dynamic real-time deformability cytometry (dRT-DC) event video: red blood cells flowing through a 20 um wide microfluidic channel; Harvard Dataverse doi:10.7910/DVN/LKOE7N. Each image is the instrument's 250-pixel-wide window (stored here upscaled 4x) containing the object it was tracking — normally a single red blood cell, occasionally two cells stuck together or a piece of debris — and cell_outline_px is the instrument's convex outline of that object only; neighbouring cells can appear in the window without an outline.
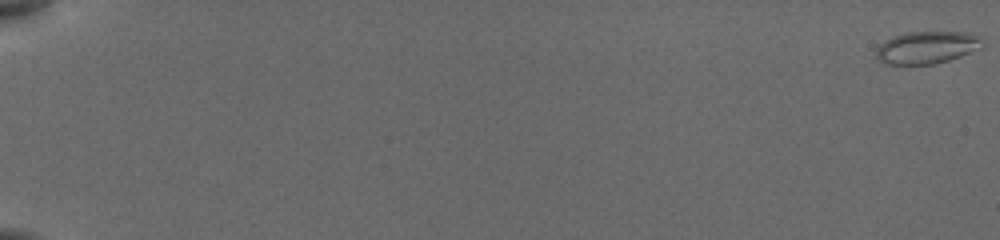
{"species": "common noctule bat (a hibernating species)", "species_latin": "Nyctalus noctula", "temperature_condition": "cold", "stored_images_in_passage": 24, "camera_frame_rate_fps": 3000, "um_per_image_px": 0.085, "animal": {"sex": "female", "body_mass_g": 19.5, "forearm_length_mm": 54.1}, "frame": {"image": 1, "passage_image": 1, "time_ms": 0.0, "image_size_px": [1000, 240], "cell_outline_px": [[984, 48], [948, 60], [932, 64], [884, 64], [876, 60], [876, 48], [884, 40], [892, 36], [908, 32], [968, 32], [980, 36], [984, 44]], "centroid_in_image_um": [78.79, 4.03], "position_along_channel_um": 6.2, "area_um2": 20.35}}
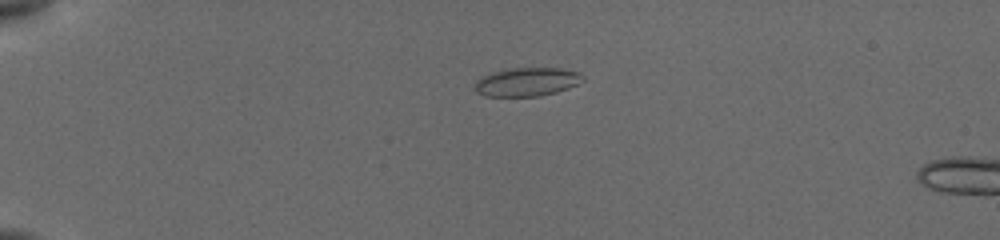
{"frame": {"image": 2, "passage_image": 21, "time_ms": 5.0, "image_size_px": [1000, 240], "cell_outline_px": [[584, 80], [568, 88], [556, 92], [540, 96], [484, 96], [476, 92], [472, 88], [472, 84], [480, 76], [492, 72], [512, 68], [560, 68], [580, 72], [584, 76]], "centroid_in_image_um": [44.73, 6.96], "position_along_channel_um": 40.3, "area_um2": 18.26}}